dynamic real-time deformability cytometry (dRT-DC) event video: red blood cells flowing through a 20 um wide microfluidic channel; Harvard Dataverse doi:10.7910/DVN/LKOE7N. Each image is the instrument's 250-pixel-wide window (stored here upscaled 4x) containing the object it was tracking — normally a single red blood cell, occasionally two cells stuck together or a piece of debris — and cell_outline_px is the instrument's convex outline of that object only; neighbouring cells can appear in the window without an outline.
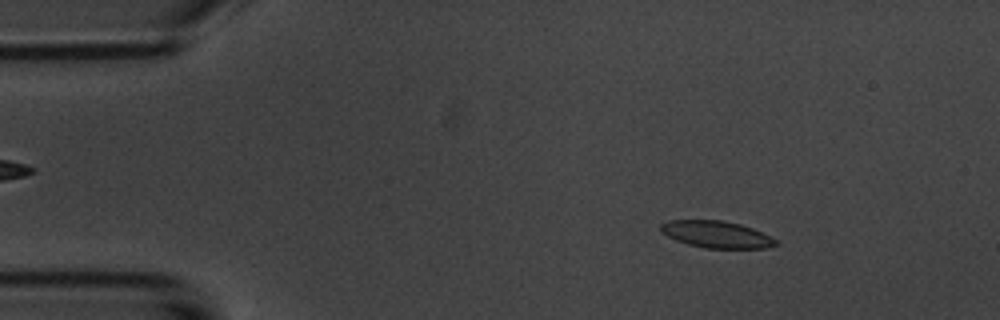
{"species": "common noctule bat (a hibernating species)", "species_latin": "Nyctalus noctula", "temperature_condition": "room temperature", "stored_images_in_passage": 53, "camera_frame_rate_fps": 3000, "um_per_image_px": 0.085, "animal": {"sex": "male", "body_mass_g": 20.1, "forearm_length_mm": 53.5}, "frame": {"image": 1, "passage_image": 7, "time_ms": 2.0, "image_size_px": [1000, 320], "cell_outline_px": [[780, 244], [764, 248], [704, 248], [688, 244], [676, 240], [660, 232], [660, 224], [668, 220], [724, 220], [740, 224], [752, 228], [772, 236]], "centroid_in_image_um": [60.9, 19.92], "position_along_channel_um": 24.1, "area_um2": 18.15}}
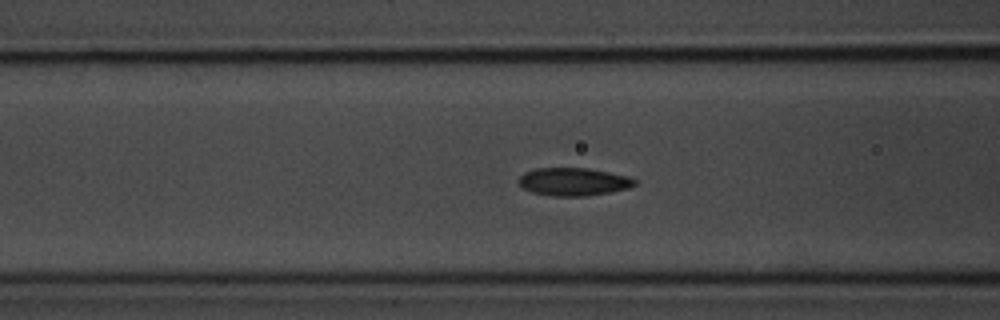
{"frame": {"image": 2, "passage_image": 20, "time_ms": 6.333, "image_size_px": [1000, 320], "cell_outline_px": [[636, 184], [628, 188], [612, 192], [588, 196], [552, 196], [532, 192], [524, 188], [516, 180], [524, 172], [536, 168], [588, 168], [628, 176], [636, 180]], "centroid_in_image_um": [48.74, 15.45], "position_along_channel_um": 117.9, "area_um2": 18.96}}
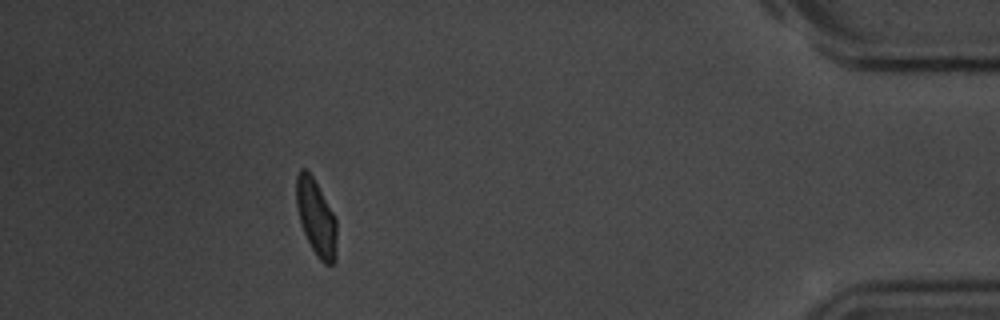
{"frame": {"image": 3, "passage_image": 48, "time_ms": 15.667, "image_size_px": [1000, 320], "cell_outline_px": [[336, 260], [332, 264], [324, 264], [316, 256], [304, 232], [300, 220], [296, 204], [296, 176], [300, 168], [304, 168], [312, 176], [332, 212], [336, 220]], "centroid_in_image_um": [26.86, 18.51], "position_along_channel_um": 408.3, "area_um2": 17.63}, "authors_computed_cell_mechanics": {"area_um2": 18.3226, "velocity_mm_per_s": 3.6977, "shape_relaxation_time_tau1_ms": 2.6908, "shape_relaxation_time_tau2_ms": 1.0642, "deformation_change_tau1": 0.1329, "deformation_change_tau2": 0.0667}}